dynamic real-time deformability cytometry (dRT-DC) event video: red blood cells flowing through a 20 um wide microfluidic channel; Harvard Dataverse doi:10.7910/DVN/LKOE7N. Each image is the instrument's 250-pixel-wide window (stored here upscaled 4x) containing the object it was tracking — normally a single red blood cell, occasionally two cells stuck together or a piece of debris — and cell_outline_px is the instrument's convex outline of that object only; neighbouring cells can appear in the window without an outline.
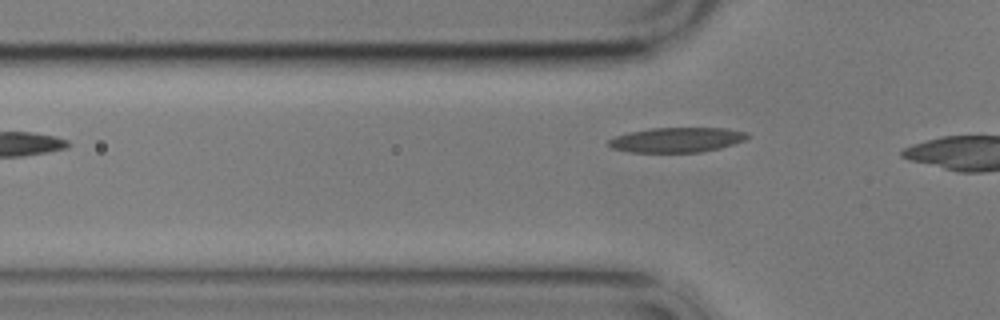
{"species": "common noctule bat (a hibernating species)", "species_latin": "Nyctalus noctula", "temperature_condition": "cold", "stored_images_in_passage": 3, "camera_frame_rate_fps": 3000, "um_per_image_px": 0.085, "animal": {"sex": "male", "body_mass_g": 17.9}, "frame": {"image": 1, "passage_image": 3, "time_ms": 2.333, "image_size_px": [1000, 320], "cell_outline_px": [[748, 136], [744, 140], [720, 148], [700, 152], [628, 152], [612, 148], [608, 144], [608, 140], [616, 136], [628, 132], [652, 128], [728, 128], [748, 132]], "centroid_in_image_um": [57.52, 11.88], "position_along_channel_um": 68.3, "area_um2": 20.06}}